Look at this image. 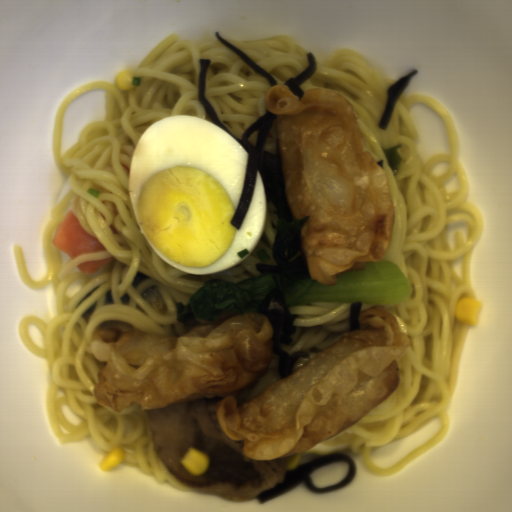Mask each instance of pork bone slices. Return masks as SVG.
Returning <instances> with one entry per match:
<instances>
[{"label": "pork bone slices", "instance_id": "d1f655de", "mask_svg": "<svg viewBox=\"0 0 512 512\" xmlns=\"http://www.w3.org/2000/svg\"><path fill=\"white\" fill-rule=\"evenodd\" d=\"M220 400L223 396L146 408L153 445L185 486L207 495L252 499L283 482L293 455L272 460L248 458L243 440H232L219 423L216 405ZM190 447L209 456V469L199 476L187 472L180 462Z\"/></svg>", "mask_w": 512, "mask_h": 512}, {"label": "pork bone slices", "instance_id": "8bd94acc", "mask_svg": "<svg viewBox=\"0 0 512 512\" xmlns=\"http://www.w3.org/2000/svg\"><path fill=\"white\" fill-rule=\"evenodd\" d=\"M282 380L279 377L278 364H268L266 371L258 381L237 396V403L243 405L260 394L268 385Z\"/></svg>", "mask_w": 512, "mask_h": 512}]
</instances>
